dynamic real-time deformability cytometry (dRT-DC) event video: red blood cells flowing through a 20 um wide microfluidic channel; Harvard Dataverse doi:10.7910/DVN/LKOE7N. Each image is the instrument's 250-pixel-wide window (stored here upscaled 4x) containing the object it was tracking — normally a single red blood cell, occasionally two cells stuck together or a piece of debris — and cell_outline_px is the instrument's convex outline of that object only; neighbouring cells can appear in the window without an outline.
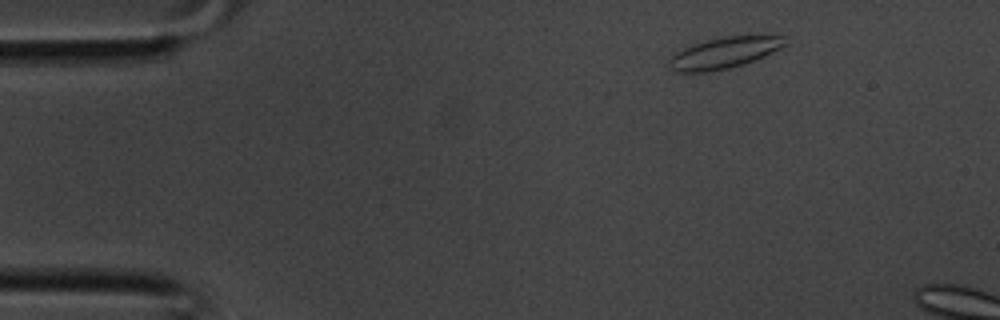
{"species": "common noctule bat (a hibernating species)", "species_latin": "Nyctalus noctula", "temperature_condition": "room temperature", "stored_images_in_passage": 4, "camera_frame_rate_fps": 3000, "um_per_image_px": 0.085, "animal": {"sex": "male", "body_mass_g": 20.1, "forearm_length_mm": 53.5}, "frame": {"image": 1, "passage_image": 1, "time_ms": 0.0, "image_size_px": [1000, 320], "cell_outline_px": [[788, 44], [764, 56], [744, 64], [728, 68], [704, 72], [672, 72], [668, 68], [668, 60], [676, 52], [692, 44], [724, 36], [784, 36]], "centroid_in_image_um": [61.51, 4.5], "position_along_channel_um": 23.5, "area_um2": 20.98}}